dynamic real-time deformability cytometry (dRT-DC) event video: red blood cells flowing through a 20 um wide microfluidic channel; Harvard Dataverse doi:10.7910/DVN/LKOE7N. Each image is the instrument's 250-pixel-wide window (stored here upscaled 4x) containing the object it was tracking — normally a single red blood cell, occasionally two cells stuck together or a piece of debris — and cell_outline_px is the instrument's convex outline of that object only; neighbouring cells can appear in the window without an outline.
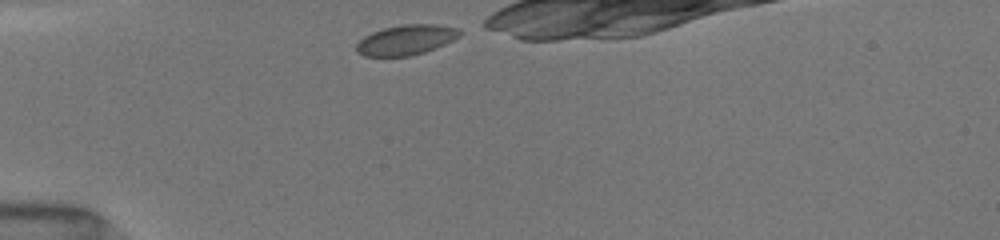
{"species": "common noctule bat (a hibernating species)", "species_latin": "Nyctalus noctula", "temperature_condition": "room temperature", "stored_images_in_passage": 9, "camera_frame_rate_fps": 3000, "um_per_image_px": 0.085, "animal": {"sex": "female", "body_mass_g": 19.5, "forearm_length_mm": 54.1}, "frame": {"image": 1, "passage_image": 1, "time_ms": 0.0, "image_size_px": [1000, 240], "cell_outline_px": [[464, 32], [460, 36], [444, 44], [424, 52], [408, 56], [364, 56], [356, 52], [356, 44], [364, 36], [372, 32], [384, 28], [400, 24], [436, 24], [460, 28]], "centroid_in_image_um": [34.53, 3.38], "position_along_channel_um": 50.5, "area_um2": 18.21}}
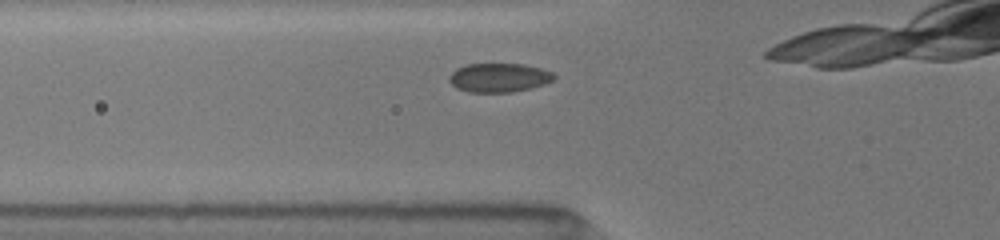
{"frame": {"image": 2, "passage_image": 4, "time_ms": 1.333, "image_size_px": [1000, 240], "cell_outline_px": [[556, 80], [532, 88], [512, 92], [468, 92], [456, 88], [448, 80], [448, 76], [456, 68], [468, 64], [524, 64], [540, 68], [552, 72], [556, 76]], "centroid_in_image_um": [42.42, 6.6], "position_along_channel_um": 83.4, "area_um2": 17.86}}
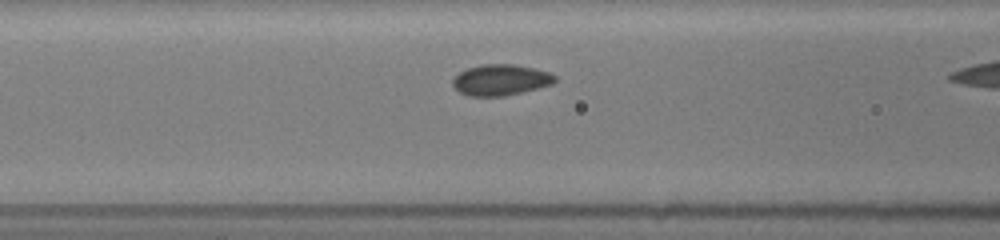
{"frame": {"image": 3, "passage_image": 7, "time_ms": 2.333, "image_size_px": [1000, 240], "cell_outline_px": [[556, 80], [552, 84], [504, 96], [468, 96], [460, 92], [452, 84], [452, 80], [460, 72], [468, 68], [480, 64], [512, 64], [532, 68], [548, 72], [556, 76]], "centroid_in_image_um": [42.53, 6.79], "position_along_channel_um": 124.1, "area_um2": 18.21}}